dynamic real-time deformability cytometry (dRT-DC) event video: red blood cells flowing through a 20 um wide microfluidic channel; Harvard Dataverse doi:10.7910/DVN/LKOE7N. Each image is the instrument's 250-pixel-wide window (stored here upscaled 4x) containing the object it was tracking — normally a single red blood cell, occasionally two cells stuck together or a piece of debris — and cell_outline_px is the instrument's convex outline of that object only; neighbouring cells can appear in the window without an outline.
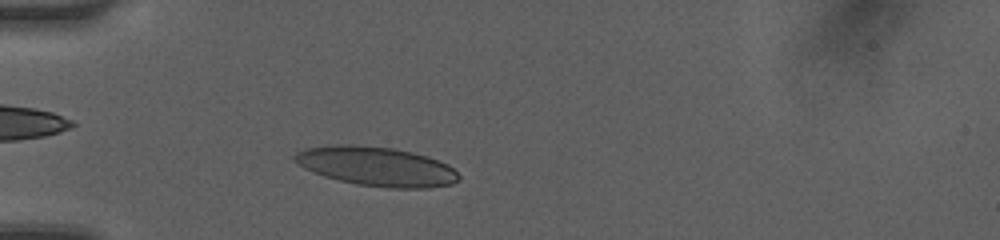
{"species": "human", "species_latin": "Homo sapiens", "temperature_condition": "room temperature", "stored_images_in_passage": 38, "camera_frame_rate_fps": 3000, "um_per_image_px": 0.085, "donor": {"sex": "female"}, "frame": {"image": 1, "passage_image": 7, "time_ms": 2.0, "image_size_px": [1000, 240], "cell_outline_px": [[460, 180], [452, 184], [428, 188], [392, 188], [356, 184], [324, 176], [312, 172], [304, 168], [292, 156], [296, 152], [304, 148], [336, 144], [348, 144], [392, 148], [412, 152], [428, 156], [448, 164], [460, 176]], "centroid_in_image_um": [32.01, 14.14], "position_along_channel_um": 53.0, "area_um2": 37.51}}
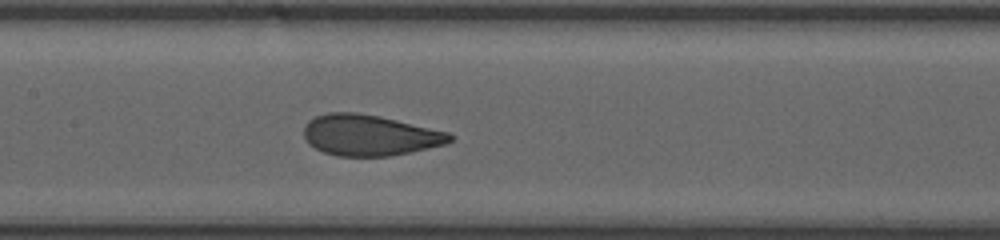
{"frame": {"image": 2, "passage_image": 17, "time_ms": 5.333, "image_size_px": [1000, 240], "cell_outline_px": [[452, 140], [448, 144], [392, 156], [336, 156], [324, 152], [308, 144], [304, 136], [304, 124], [308, 120], [316, 116], [328, 112], [356, 112], [380, 116], [448, 132], [452, 136]], "centroid_in_image_um": [31.4, 11.49], "position_along_channel_um": 176.0, "area_um2": 34.97}}
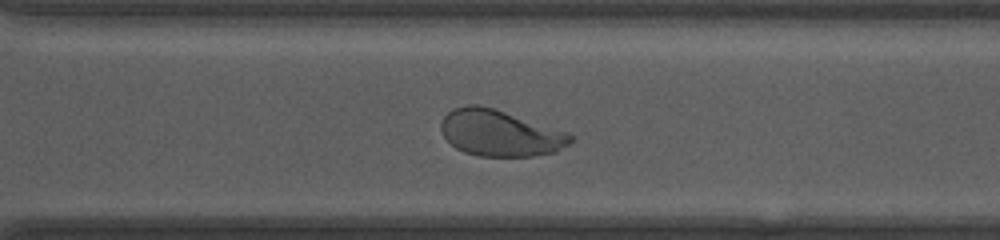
{"frame": {"image": 3, "passage_image": 28, "time_ms": 9.0, "image_size_px": [1000, 240], "cell_outline_px": [[576, 136], [568, 144], [556, 152], [532, 156], [480, 156], [464, 152], [456, 148], [444, 136], [440, 128], [440, 124], [444, 116], [452, 108], [468, 104], [476, 104], [492, 108], [568, 132]], "centroid_in_image_um": [42.49, 11.31], "position_along_channel_um": 328.1, "area_um2": 34.74}, "authors_computed_cell_mechanics": {"area_um2": 35.0268, "velocity_mm_per_s": 4.1701, "shape_relaxation_time_tau1_ms": 3.9729, "shape_relaxation_time_tau2_ms": null, "deformation_change_tau1": 0.1546, "deformation_change_tau2": null}}